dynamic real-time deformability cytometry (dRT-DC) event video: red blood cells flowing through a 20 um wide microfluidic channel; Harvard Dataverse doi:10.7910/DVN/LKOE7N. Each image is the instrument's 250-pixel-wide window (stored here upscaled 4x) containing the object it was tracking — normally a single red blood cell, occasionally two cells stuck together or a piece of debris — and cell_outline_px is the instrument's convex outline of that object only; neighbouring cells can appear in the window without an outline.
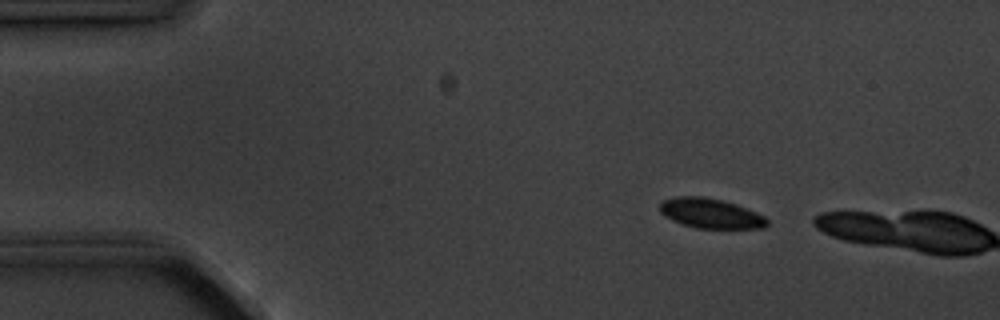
{"species": "common noctule bat (a hibernating species)", "species_latin": "Nyctalus noctula", "temperature_condition": "cold", "stored_images_in_passage": 2, "camera_frame_rate_fps": 3000, "um_per_image_px": 0.085, "animal": {"sex": "male", "body_mass_g": 20.1, "forearm_length_mm": 53.5}, "frame": {"image": 1, "passage_image": 1, "time_ms": 0.0, "image_size_px": [1000, 320], "cell_outline_px": [[768, 224], [764, 228], [696, 228], [672, 220], [664, 216], [660, 212], [660, 204], [664, 200], [676, 196], [704, 196], [724, 200], [736, 204], [756, 212], [764, 216], [768, 220]], "centroid_in_image_um": [60.4, 18.12], "position_along_channel_um": 24.6, "area_um2": 18.67}}